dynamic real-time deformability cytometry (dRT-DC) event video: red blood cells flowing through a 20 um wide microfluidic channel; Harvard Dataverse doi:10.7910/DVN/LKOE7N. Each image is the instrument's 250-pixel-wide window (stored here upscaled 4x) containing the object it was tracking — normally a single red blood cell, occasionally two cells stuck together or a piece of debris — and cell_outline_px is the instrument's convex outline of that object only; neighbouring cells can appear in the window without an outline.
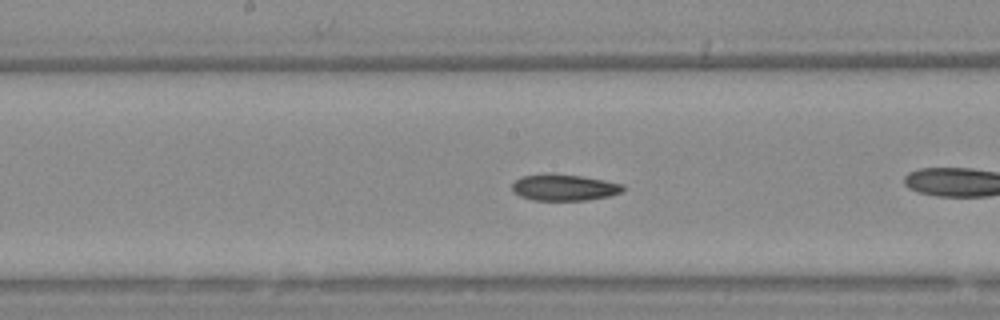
{"species": "Egyptian fruit bat (a non-hibernating species)", "species_latin": "Rousettus aegyptiacus", "temperature_condition": "warm", "stored_images_in_passage": 39, "camera_frame_rate_fps": 3000, "um_per_image_px": 0.085, "animal": {"sex": "female"}, "frame": {"image": 1, "passage_image": 12, "time_ms": 3.667, "image_size_px": [1000, 320], "cell_outline_px": [[624, 188], [620, 192], [608, 196], [588, 200], [532, 200], [520, 196], [512, 192], [512, 184], [520, 176], [580, 176], [604, 180], [624, 184]], "centroid_in_image_um": [47.96, 15.97], "position_along_channel_um": 200.2, "area_um2": 16.36}, "authors_computed_cell_mechanics": {"area_um2": 17.1088, "velocity_mm_per_s": 3.6954, "shape_relaxation_time_tau1_ms": 2.0639, "shape_relaxation_time_tau2_ms": 2.7847, "deformation_change_tau1": 0.1105, "deformation_change_tau2": 0.0928}}